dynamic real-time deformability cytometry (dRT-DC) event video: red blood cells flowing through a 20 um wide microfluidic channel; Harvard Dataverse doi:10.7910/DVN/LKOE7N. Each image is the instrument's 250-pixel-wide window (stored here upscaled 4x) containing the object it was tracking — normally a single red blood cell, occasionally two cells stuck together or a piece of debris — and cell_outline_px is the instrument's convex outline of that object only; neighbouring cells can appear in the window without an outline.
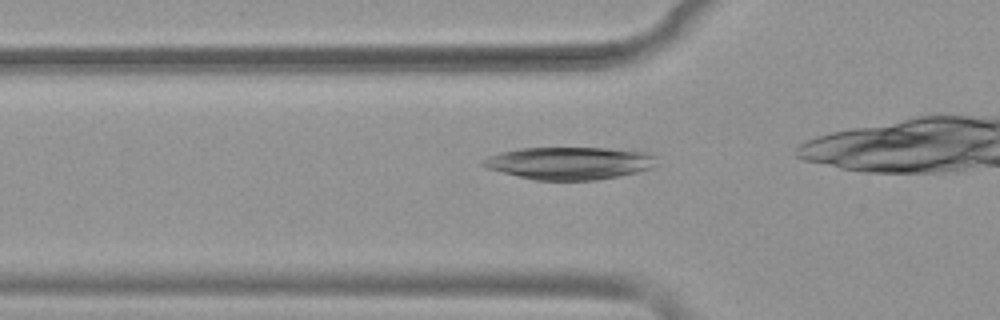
{"species": "common noctule bat (a hibernating species)", "species_latin": "Nyctalus noctula", "temperature_condition": "warm", "stored_images_in_passage": 33, "camera_frame_rate_fps": 3000, "um_per_image_px": 0.085, "animal": {"sex": "female", "body_mass_g": 19.9}, "frame": {"image": 1, "passage_image": 9, "time_ms": 2.667, "image_size_px": [1000, 320], "cell_outline_px": [[656, 168], [620, 176], [596, 180], [536, 180], [516, 176], [484, 168], [480, 164], [480, 160], [488, 156], [500, 152], [520, 148], [608, 148], [648, 152], [656, 156]], "centroid_in_image_um": [48.4, 13.87], "position_along_channel_um": 77.4, "area_um2": 33.41}}
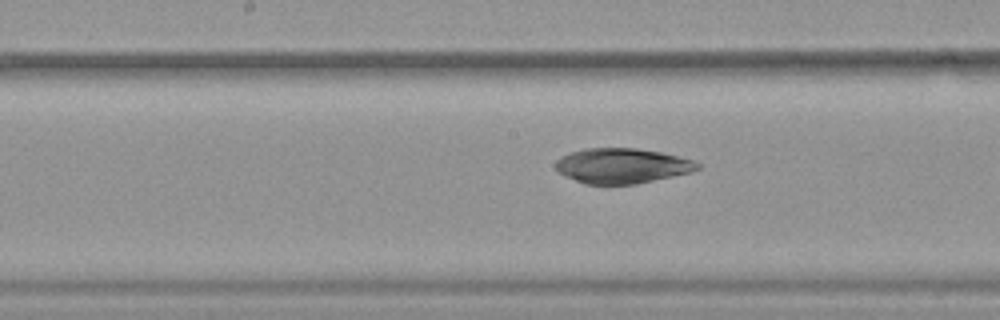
{"frame": {"image": 2, "passage_image": 18, "time_ms": 5.667, "image_size_px": [1000, 320], "cell_outline_px": [[700, 168], [692, 172], [636, 184], [584, 184], [564, 176], [556, 172], [556, 160], [560, 156], [568, 152], [584, 148], [636, 148], [660, 152], [692, 160], [700, 164]], "centroid_in_image_um": [52.81, 14.09], "position_along_channel_um": 195.4, "area_um2": 29.19}}
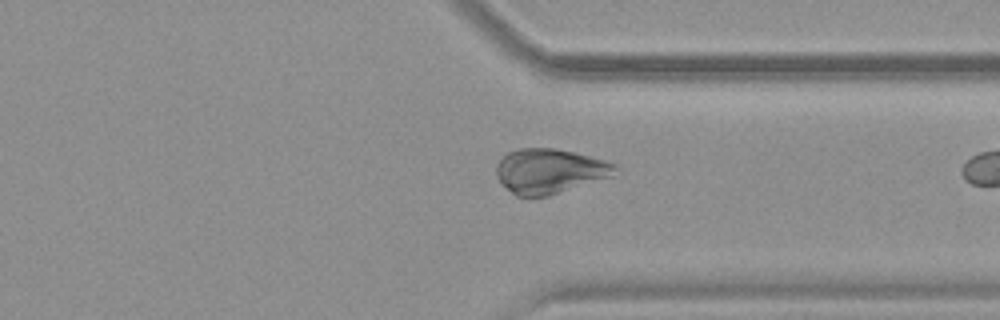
{"frame": {"image": 3, "passage_image": 31, "time_ms": 10.0, "image_size_px": [1000, 320], "cell_outline_px": [[620, 168], [612, 176], [548, 196], [516, 196], [496, 176], [496, 164], [508, 152], [520, 148], [556, 148], [576, 152], [620, 164]], "centroid_in_image_um": [46.78, 14.52], "position_along_channel_um": 364.6, "area_um2": 31.04}}